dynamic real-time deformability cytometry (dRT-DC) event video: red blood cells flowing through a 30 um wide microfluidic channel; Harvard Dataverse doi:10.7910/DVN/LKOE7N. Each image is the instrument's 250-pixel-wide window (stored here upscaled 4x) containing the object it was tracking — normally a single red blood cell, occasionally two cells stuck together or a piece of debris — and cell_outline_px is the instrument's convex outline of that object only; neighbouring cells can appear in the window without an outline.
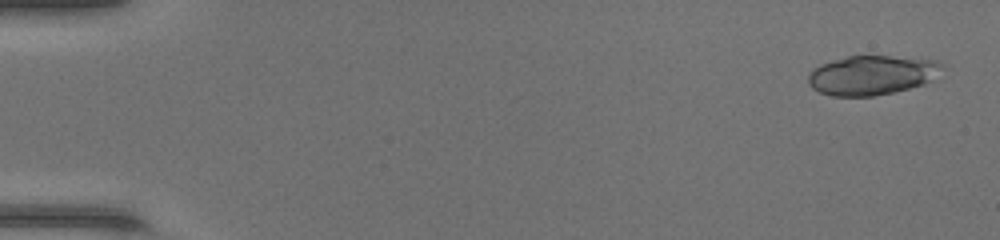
{"species": "common noctule bat (a hibernating species)", "species_latin": "Nyctalus noctula", "temperature_condition": "warm", "stored_images_in_passage": 16, "camera_frame_rate_fps": 3000, "um_per_image_px": 0.085, "animal": {"sex": "female", "body_mass_g": 17.0, "forearm_length_mm": 48.0}, "frame": {"image": 1, "passage_image": 2, "time_ms": 0.333, "image_size_px": [1000, 240], "cell_outline_px": [[944, 68], [924, 84], [892, 92], [872, 96], [832, 96], [820, 92], [812, 88], [808, 84], [808, 72], [812, 68], [820, 64], [832, 60], [848, 56], [888, 56], [936, 60], [944, 64]], "centroid_in_image_um": [74.06, 6.38], "position_along_channel_um": 10.9, "area_um2": 30.69}}
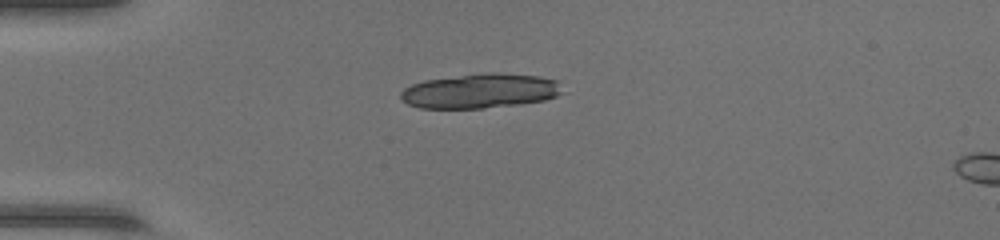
{"frame": {"image": 2, "passage_image": 13, "time_ms": 4.0, "image_size_px": [1000, 240], "cell_outline_px": [[564, 92], [556, 96], [544, 100], [516, 104], [484, 108], [420, 108], [408, 104], [400, 100], [400, 92], [404, 88], [412, 84], [424, 80], [484, 72], [496, 72], [540, 76], [560, 80]], "centroid_in_image_um": [40.84, 7.72], "position_along_channel_um": 44.2, "area_um2": 32.95}}